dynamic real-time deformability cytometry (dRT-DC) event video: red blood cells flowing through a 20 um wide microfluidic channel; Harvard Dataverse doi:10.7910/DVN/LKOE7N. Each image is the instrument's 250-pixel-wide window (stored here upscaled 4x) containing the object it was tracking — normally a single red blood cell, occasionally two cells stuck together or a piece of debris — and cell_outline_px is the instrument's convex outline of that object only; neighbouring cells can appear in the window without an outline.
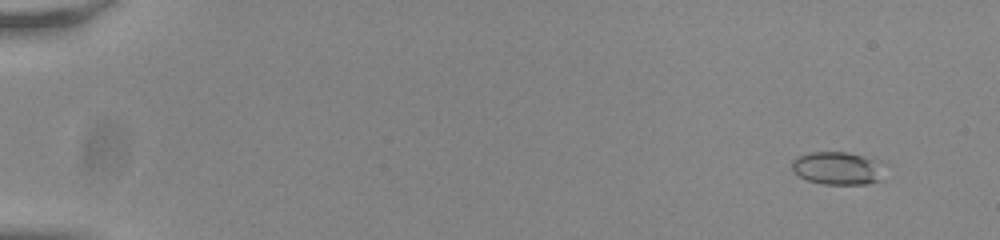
{"species": "common noctule bat (a hibernating species)", "species_latin": "Nyctalus noctula", "temperature_condition": "room temperature", "stored_images_in_passage": 55, "camera_frame_rate_fps": 3000, "um_per_image_px": 0.085, "animal": {"sex": "male", "body_mass_g": 20.0, "forearm_length_mm": 53.3}, "frame": {"image": 1, "passage_image": 3, "time_ms": 0.667, "image_size_px": [1000, 240], "cell_outline_px": [[876, 180], [868, 184], [824, 184], [808, 180], [792, 172], [792, 160], [796, 156], [812, 152], [848, 152], [864, 156], [872, 160]], "centroid_in_image_um": [70.93, 14.28], "position_along_channel_um": 14.1, "area_um2": 16.65}}
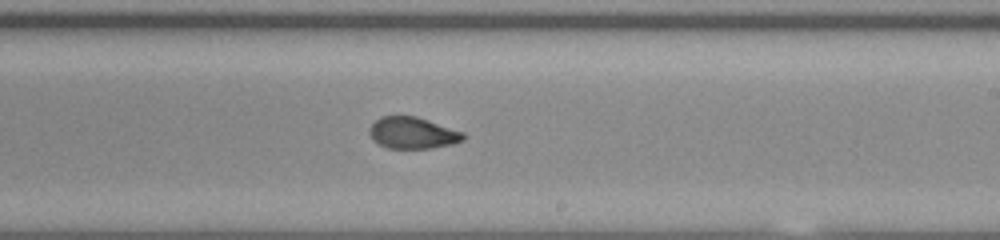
{"frame": {"image": 2, "passage_image": 34, "time_ms": 11.0, "image_size_px": [1000, 240], "cell_outline_px": [[468, 136], [464, 140], [452, 144], [432, 148], [388, 148], [372, 140], [368, 132], [368, 128], [380, 116], [416, 116], [464, 132]], "centroid_in_image_um": [35.08, 11.3], "position_along_channel_um": 253.9, "area_um2": 17.4}}
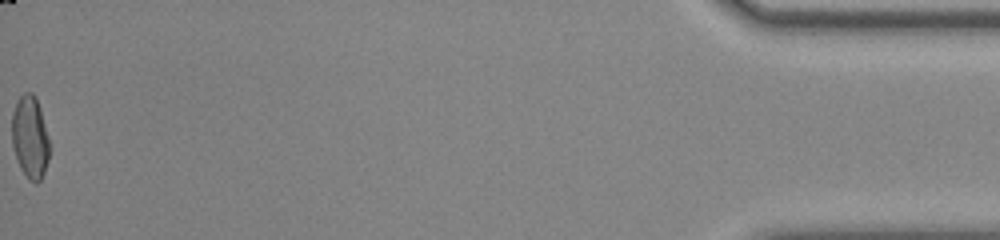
{"frame": {"image": 3, "passage_image": 55, "time_ms": 18.0, "image_size_px": [1000, 240], "cell_outline_px": [[52, 148], [44, 172], [40, 180], [36, 184], [28, 180], [20, 168], [16, 160], [12, 144], [12, 112], [16, 100], [24, 92], [32, 92], [36, 96], [40, 108]], "centroid_in_image_um": [2.56, 11.67], "position_along_channel_um": 432.6, "area_um2": 18.61}, "authors_computed_cell_mechanics": {"area_um2": 17.8024, "velocity_mm_per_s": 3.8093, "shape_relaxation_time_tau1_ms": null, "shape_relaxation_time_tau2_ms": 1.1961, "deformation_change_tau1": null, "deformation_change_tau2": 0.0571}}